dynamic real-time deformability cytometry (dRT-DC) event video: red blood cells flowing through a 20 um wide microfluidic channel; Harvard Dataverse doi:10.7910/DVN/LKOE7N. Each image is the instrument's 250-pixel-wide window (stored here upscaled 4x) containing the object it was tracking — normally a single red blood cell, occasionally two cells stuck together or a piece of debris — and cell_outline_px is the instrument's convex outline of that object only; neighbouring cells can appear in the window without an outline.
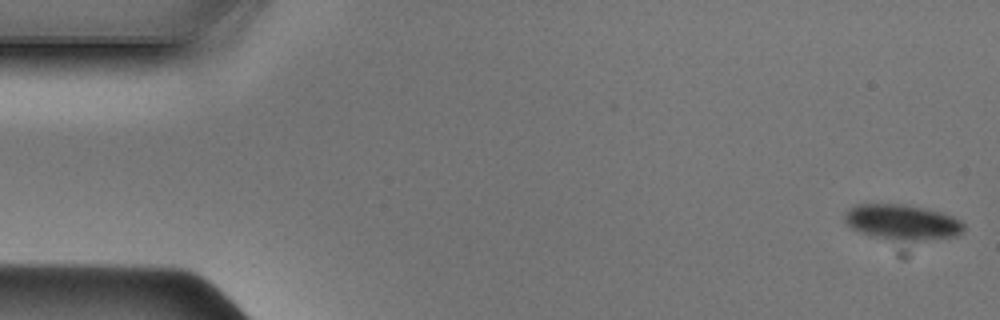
{"species": "Egyptian fruit bat (a non-hibernating species)", "species_latin": "Rousettus aegyptiacus", "temperature_condition": "cold", "stored_images_in_passage": 48, "camera_frame_rate_fps": 3000, "um_per_image_px": 0.085, "animal": {"sex": "male"}, "frame": {"image": 1, "passage_image": 1, "time_ms": 0.0, "image_size_px": [1000, 320], "cell_outline_px": [[964, 232], [956, 236], [924, 240], [888, 240], [852, 228], [844, 220], [844, 216], [848, 208], [856, 204], [900, 204], [924, 208], [940, 212], [952, 216], [960, 220], [964, 224]], "centroid_in_image_um": [76.71, 18.88], "position_along_channel_um": 8.3, "area_um2": 24.33}}
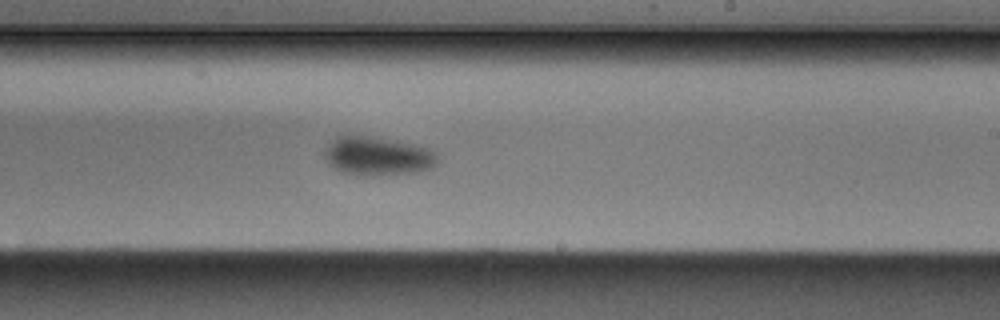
{"frame": {"image": 2, "passage_image": 28, "time_ms": 9.0, "image_size_px": [1000, 320], "cell_outline_px": [[436, 164], [432, 168], [420, 172], [364, 176], [360, 176], [340, 172], [328, 164], [324, 160], [324, 148], [336, 136], [368, 136], [428, 148], [436, 156]], "centroid_in_image_um": [32.01, 13.3], "position_along_channel_um": 257.0, "area_um2": 25.32}}
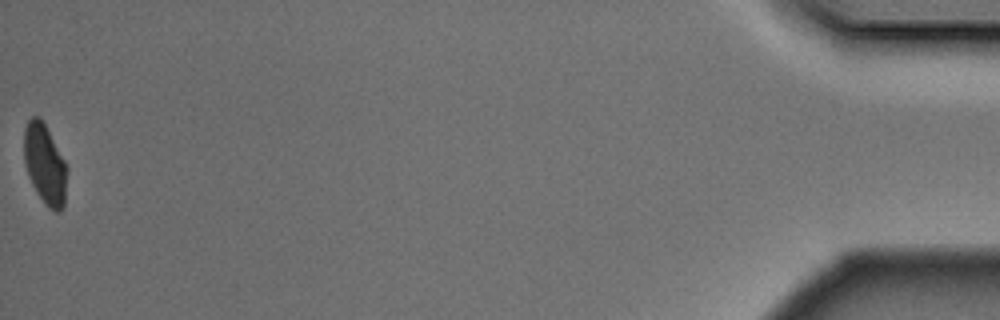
{"frame": {"image": 3, "passage_image": 48, "time_ms": 15.667, "image_size_px": [1000, 320], "cell_outline_px": [[68, 168], [64, 208], [60, 212], [56, 212], [48, 208], [36, 192], [28, 176], [24, 164], [24, 128], [28, 120], [32, 116], [40, 116], [64, 160]], "centroid_in_image_um": [3.81, 13.99], "position_along_channel_um": 431.4, "area_um2": 20.29}}